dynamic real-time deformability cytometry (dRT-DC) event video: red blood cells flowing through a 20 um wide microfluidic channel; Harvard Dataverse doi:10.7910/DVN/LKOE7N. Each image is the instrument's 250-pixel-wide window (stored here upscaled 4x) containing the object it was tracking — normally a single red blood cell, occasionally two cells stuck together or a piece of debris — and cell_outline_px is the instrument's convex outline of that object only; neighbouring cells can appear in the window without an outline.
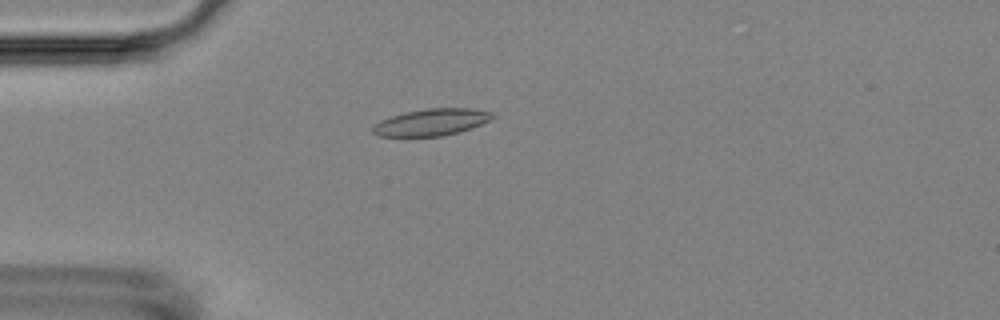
{"species": "Egyptian fruit bat (a non-hibernating species)", "species_latin": "Rousettus aegyptiacus", "temperature_condition": "room temperature", "stored_images_in_passage": 4, "camera_frame_rate_fps": 3000, "um_per_image_px": 0.085, "animal": {"sex": "female"}, "frame": {"image": 1, "passage_image": 4, "time_ms": 4.333, "image_size_px": [1000, 320], "cell_outline_px": [[496, 116], [492, 120], [472, 128], [440, 136], [380, 136], [372, 132], [372, 128], [380, 120], [392, 116], [408, 112], [428, 108], [472, 108], [496, 112]], "centroid_in_image_um": [36.76, 10.37], "position_along_channel_um": 48.2, "area_um2": 18.67}}